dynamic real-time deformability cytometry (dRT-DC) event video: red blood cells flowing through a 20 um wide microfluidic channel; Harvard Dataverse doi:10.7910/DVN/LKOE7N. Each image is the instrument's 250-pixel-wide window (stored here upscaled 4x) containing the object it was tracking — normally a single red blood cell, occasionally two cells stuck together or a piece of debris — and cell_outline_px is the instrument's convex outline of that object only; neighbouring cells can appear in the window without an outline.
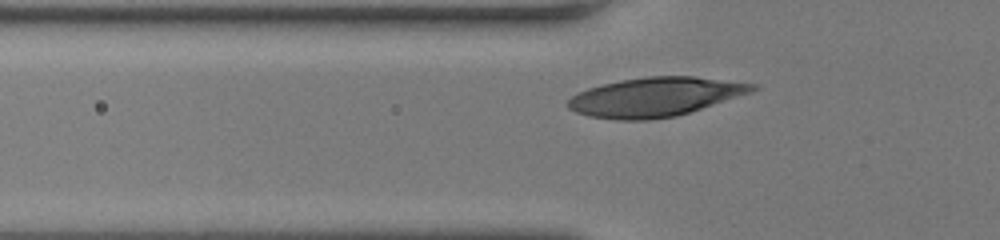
{"species": "human", "species_latin": "Homo sapiens", "temperature_condition": "room temperature", "stored_images_in_passage": 32, "camera_frame_rate_fps": 3000, "um_per_image_px": 0.085, "donor": {"sex": "female"}, "frame": {"image": 1, "passage_image": 3, "time_ms": 0.667, "image_size_px": [1000, 240], "cell_outline_px": [[760, 88], [752, 92], [676, 116], [648, 120], [616, 120], [588, 116], [576, 112], [568, 108], [568, 100], [572, 96], [588, 88], [620, 80], [648, 76], [696, 76], [760, 84]], "centroid_in_image_um": [55.73, 8.23], "position_along_channel_um": 70.1, "area_um2": 42.02}}
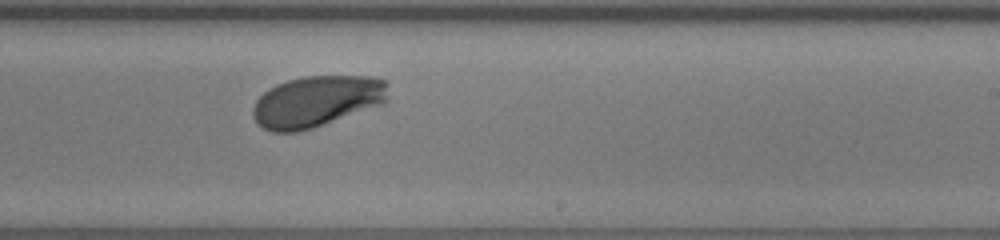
{"frame": {"image": 2, "passage_image": 20, "time_ms": 6.333, "image_size_px": [1000, 240], "cell_outline_px": [[388, 100], [384, 104], [312, 128], [296, 132], [272, 132], [264, 128], [252, 116], [252, 108], [256, 100], [268, 88], [276, 84], [288, 80], [304, 76], [368, 76], [388, 80]], "centroid_in_image_um": [26.95, 8.6], "position_along_channel_um": 262.1, "area_um2": 40.63}}
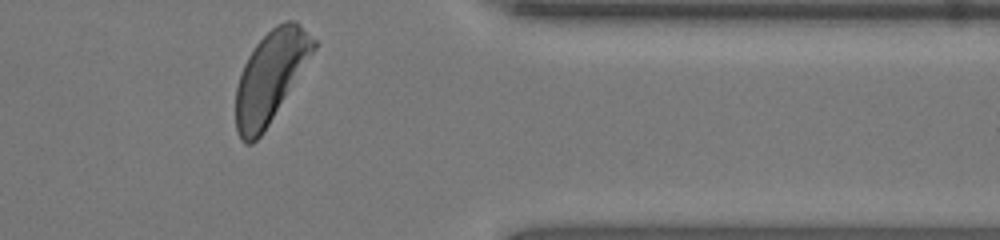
{"frame": {"image": 3, "passage_image": 32, "time_ms": 10.333, "image_size_px": [1000, 240], "cell_outline_px": [[316, 48], [264, 132], [252, 144], [244, 144], [240, 140], [236, 132], [236, 88], [240, 72], [248, 56], [256, 44], [276, 24], [284, 20], [296, 20], [316, 40]], "centroid_in_image_um": [22.97, 6.53], "position_along_channel_um": 388.4, "area_um2": 40.98}, "authors_computed_cell_mechanics": {"area_um2": 40.7779, "velocity_mm_per_s": 3.4294, "shape_relaxation_time_tau1_ms": 2.4034, "shape_relaxation_time_tau2_ms": null, "deformation_change_tau1": 0.1626, "deformation_change_tau2": null}}